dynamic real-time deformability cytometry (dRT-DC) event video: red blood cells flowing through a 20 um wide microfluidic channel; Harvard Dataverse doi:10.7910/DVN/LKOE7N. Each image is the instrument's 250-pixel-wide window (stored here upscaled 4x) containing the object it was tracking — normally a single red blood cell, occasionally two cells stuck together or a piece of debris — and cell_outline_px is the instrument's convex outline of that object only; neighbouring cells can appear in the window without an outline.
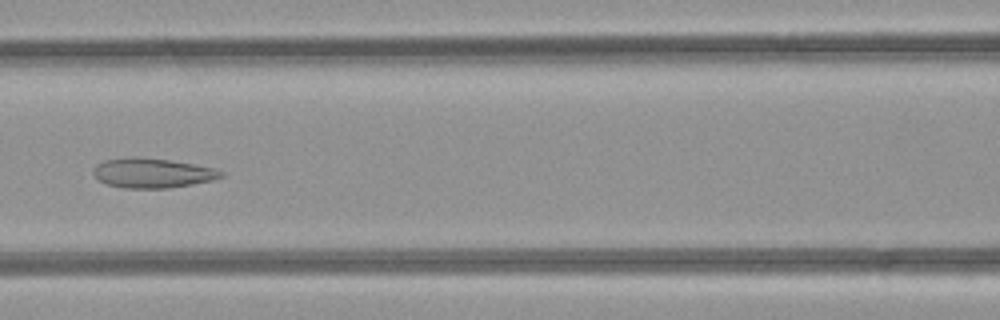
{"species": "common noctule bat (a hibernating species)", "species_latin": "Nyctalus noctula", "temperature_condition": "room temperature", "stored_images_in_passage": 49, "segment_of_instrument_passage": [1, 2], "camera_frame_rate_fps": 3000, "um_per_image_px": 0.085, "animal": {"sex": "female", "body_mass_g": 21.9}, "frame": {"image": 1, "passage_image": 21, "time_ms": 6.667, "image_size_px": [1000, 320], "cell_outline_px": [[224, 176], [212, 180], [192, 184], [168, 188], [124, 188], [108, 184], [100, 180], [92, 172], [92, 168], [96, 164], [104, 160], [132, 156], [136, 156], [168, 160], [216, 168], [224, 172]], "centroid_in_image_um": [12.94, 14.7], "position_along_channel_um": 153.7, "area_um2": 22.08}}
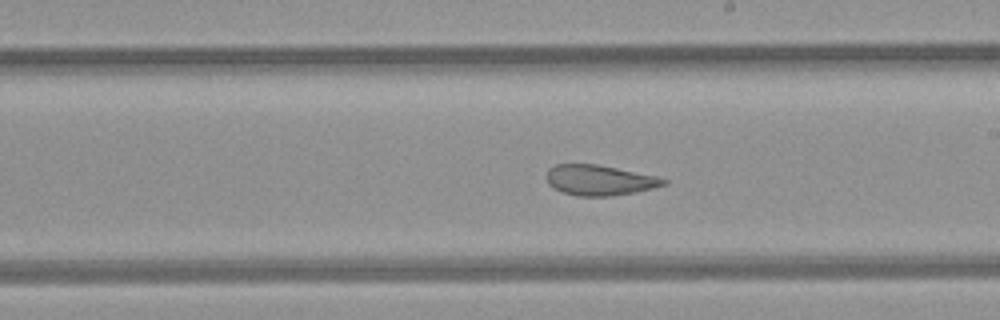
{"frame": {"image": 2, "passage_image": 27, "time_ms": 8.667, "image_size_px": [1000, 320], "cell_outline_px": [[668, 184], [636, 192], [612, 196], [576, 196], [552, 188], [548, 184], [544, 176], [548, 168], [556, 164], [596, 164], [656, 176], [668, 180]], "centroid_in_image_um": [50.91, 15.32], "position_along_channel_um": 238.1, "area_um2": 20.87}}
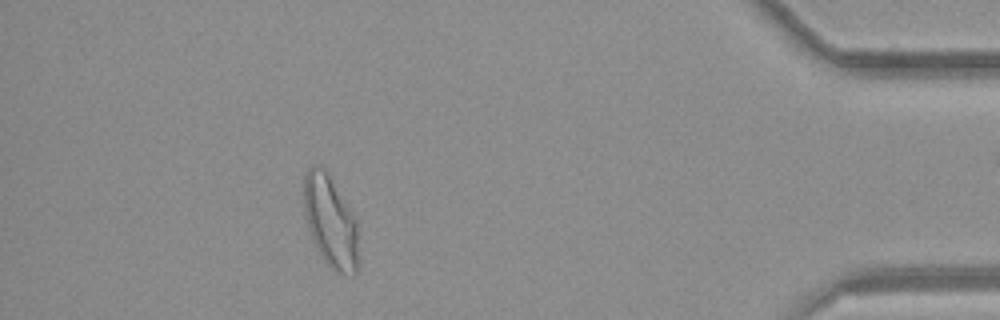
{"frame": {"image": 3, "passage_image": 43, "time_ms": 14.0, "image_size_px": [1000, 320], "cell_outline_px": [[360, 264], [356, 272], [352, 276], [336, 272], [328, 264], [320, 252], [312, 236], [304, 212], [304, 176], [308, 168], [316, 164], [324, 168], [356, 220], [360, 260]], "centroid_in_image_um": [28.12, 18.87], "position_along_channel_um": 407.1, "area_um2": 28.84}}